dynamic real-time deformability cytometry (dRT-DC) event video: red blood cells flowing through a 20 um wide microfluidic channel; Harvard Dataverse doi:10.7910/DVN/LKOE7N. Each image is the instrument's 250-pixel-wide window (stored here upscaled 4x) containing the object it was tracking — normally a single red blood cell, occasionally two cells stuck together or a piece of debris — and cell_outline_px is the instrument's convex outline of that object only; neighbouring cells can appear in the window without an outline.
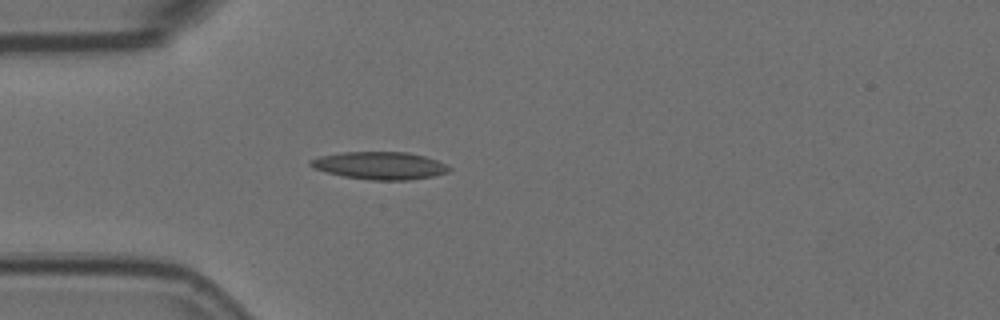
{"species": "Egyptian fruit bat (a non-hibernating species)", "species_latin": "Rousettus aegyptiacus", "temperature_condition": "room temperature", "stored_images_in_passage": 14, "camera_frame_rate_fps": 3000, "um_per_image_px": 0.085, "animal": {"sex": "female"}, "frame": {"image": 1, "passage_image": 7, "time_ms": 2.0, "image_size_px": [1000, 320], "cell_outline_px": [[452, 168], [448, 172], [432, 176], [408, 180], [368, 180], [344, 176], [324, 172], [312, 168], [308, 164], [308, 160], [320, 156], [344, 152], [408, 152], [424, 156], [436, 160]], "centroid_in_image_um": [32.23, 14.07], "position_along_channel_um": 52.8, "area_um2": 22.31}}
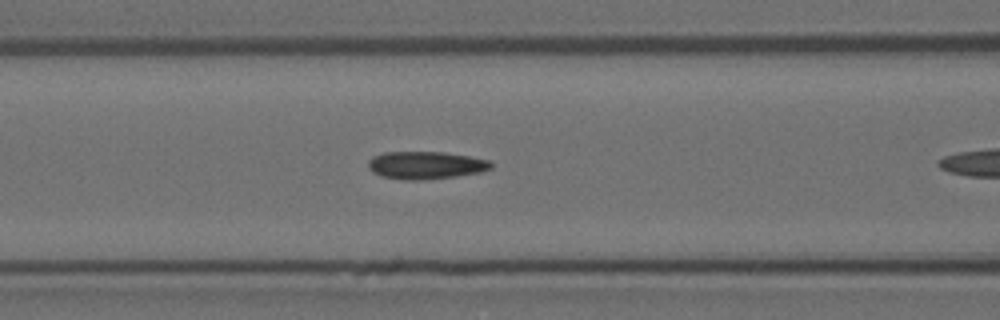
{"frame": {"image": 2, "passage_image": 10, "time_ms": 3.0, "image_size_px": [1000, 320], "cell_outline_px": [[492, 168], [480, 172], [456, 176], [420, 180], [404, 180], [380, 176], [372, 172], [368, 168], [368, 160], [372, 156], [384, 152], [444, 152], [468, 156], [488, 160], [492, 164]], "centroid_in_image_um": [36.13, 14.04], "position_along_channel_um": 130.5, "area_um2": 19.83}}